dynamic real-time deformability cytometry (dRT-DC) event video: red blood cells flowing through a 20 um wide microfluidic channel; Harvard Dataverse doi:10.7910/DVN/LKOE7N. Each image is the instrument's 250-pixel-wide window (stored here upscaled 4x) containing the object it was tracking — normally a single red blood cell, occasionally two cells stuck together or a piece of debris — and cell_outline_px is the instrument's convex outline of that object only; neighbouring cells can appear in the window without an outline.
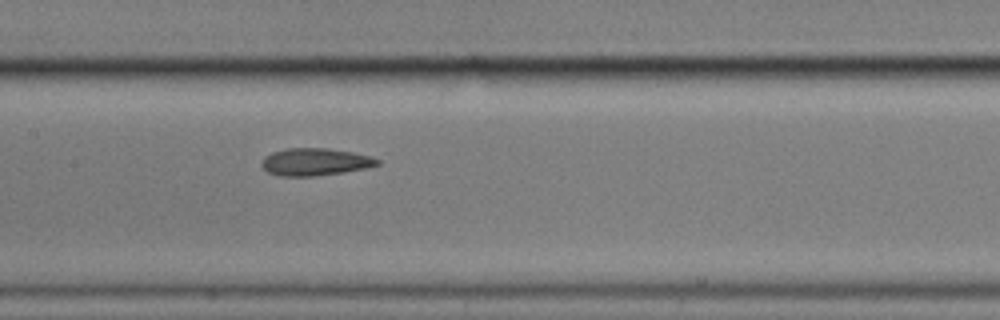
{"species": "common noctule bat (a hibernating species)", "species_latin": "Nyctalus noctula", "temperature_condition": "cold", "stored_images_in_passage": 4, "camera_frame_rate_fps": 3000, "um_per_image_px": 0.085, "animal": {"sex": "male", "body_mass_g": 17.9}, "frame": {"image": 1, "passage_image": 4, "time_ms": 4.667, "image_size_px": [1000, 320], "cell_outline_px": [[380, 164], [364, 168], [344, 172], [312, 176], [276, 176], [268, 172], [260, 164], [264, 156], [272, 152], [288, 148], [324, 148], [352, 152], [368, 156], [380, 160]], "centroid_in_image_um": [26.73, 13.76], "position_along_channel_um": 180.7, "area_um2": 18.32}}